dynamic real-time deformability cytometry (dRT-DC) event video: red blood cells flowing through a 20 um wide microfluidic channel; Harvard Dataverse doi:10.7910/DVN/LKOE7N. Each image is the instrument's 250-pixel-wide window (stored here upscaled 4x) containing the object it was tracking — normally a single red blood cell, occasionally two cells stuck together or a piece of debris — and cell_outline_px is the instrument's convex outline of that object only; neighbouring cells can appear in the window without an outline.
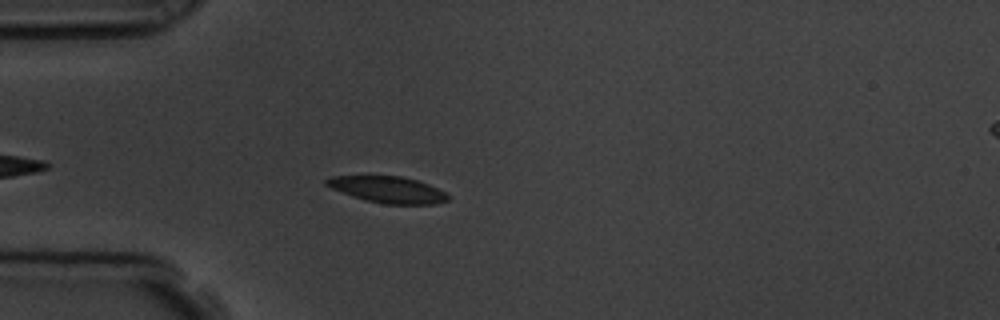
{"species": "common noctule bat (a hibernating species)", "species_latin": "Nyctalus noctula", "temperature_condition": "room temperature", "stored_images_in_passage": 32, "camera_frame_rate_fps": 3000, "um_per_image_px": 0.085, "animal": {"sex": "male", "body_mass_g": 19.5, "forearm_length_mm": 54.6}, "frame": {"image": 1, "passage_image": 5, "time_ms": 1.333, "image_size_px": [1000, 320], "cell_outline_px": [[452, 196], [448, 200], [436, 204], [384, 204], [364, 200], [352, 196], [332, 188], [324, 184], [324, 180], [332, 176], [368, 172], [400, 176], [416, 180], [428, 184]], "centroid_in_image_um": [32.88, 16.06], "position_along_channel_um": 52.1, "area_um2": 19.65}}
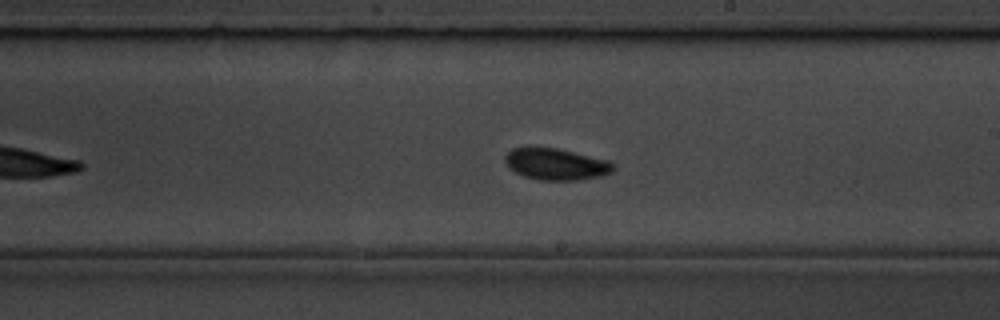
{"frame": {"image": 2, "passage_image": 21, "time_ms": 6.667, "image_size_px": [1000, 320], "cell_outline_px": [[616, 168], [612, 172], [600, 176], [580, 180], [540, 180], [524, 176], [508, 168], [504, 160], [504, 156], [512, 148], [556, 148], [608, 160], [616, 164]], "centroid_in_image_um": [47.28, 13.96], "position_along_channel_um": 241.7, "area_um2": 19.88}}
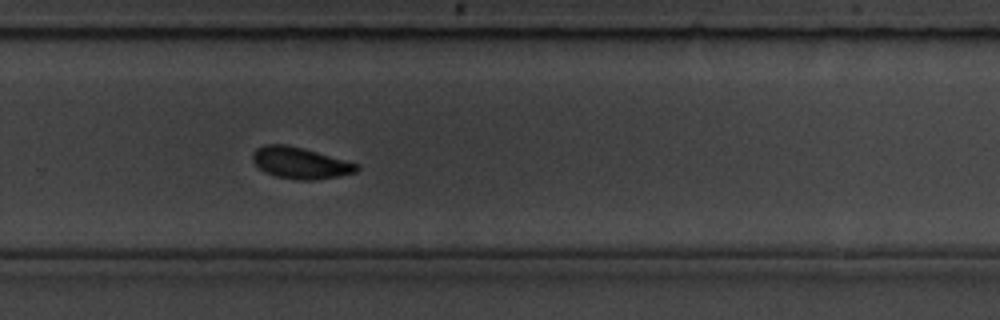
{"frame": {"image": 3, "passage_image": 26, "time_ms": 8.333, "image_size_px": [1000, 320], "cell_outline_px": [[360, 168], [356, 172], [336, 176], [312, 180], [296, 180], [276, 176], [264, 172], [252, 160], [252, 152], [256, 148], [264, 144], [288, 144], [304, 148], [360, 164]], "centroid_in_image_um": [25.51, 13.83], "position_along_channel_um": 304.3, "area_um2": 19.19}, "authors_computed_cell_mechanics": {"area_um2": 19.5653, "velocity_mm_per_s": 3.7557, "shape_relaxation_time_tau1_ms": 2.4052, "shape_relaxation_time_tau2_ms": null, "deformation_change_tau1": 0.083, "deformation_change_tau2": null}}